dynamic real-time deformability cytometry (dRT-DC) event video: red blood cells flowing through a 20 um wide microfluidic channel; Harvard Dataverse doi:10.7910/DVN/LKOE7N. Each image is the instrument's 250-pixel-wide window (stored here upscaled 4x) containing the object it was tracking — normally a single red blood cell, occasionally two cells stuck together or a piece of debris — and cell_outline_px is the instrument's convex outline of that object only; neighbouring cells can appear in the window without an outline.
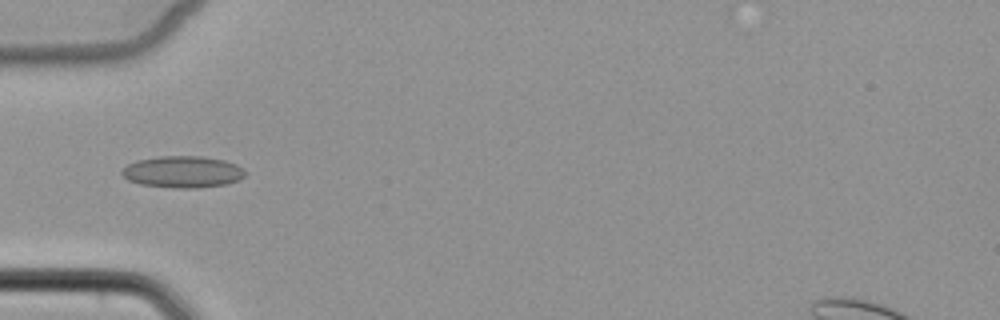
{"species": "common noctule bat (a hibernating species)", "species_latin": "Nyctalus noctula", "temperature_condition": "cold", "stored_images_in_passage": 4, "camera_frame_rate_fps": 3000, "um_per_image_px": 0.085, "animal": {"sex": "female", "body_mass_g": 22.7, "forearm_length_mm": 54.2}, "frame": {"image": 1, "passage_image": 4, "time_ms": 4.667, "image_size_px": [1000, 320], "cell_outline_px": [[244, 176], [236, 180], [224, 184], [196, 188], [176, 188], [140, 184], [128, 180], [120, 172], [128, 164], [136, 160], [160, 156], [204, 156], [224, 160], [236, 164], [244, 168]], "centroid_in_image_um": [15.51, 14.6], "position_along_channel_um": 69.5, "area_um2": 22.66}}